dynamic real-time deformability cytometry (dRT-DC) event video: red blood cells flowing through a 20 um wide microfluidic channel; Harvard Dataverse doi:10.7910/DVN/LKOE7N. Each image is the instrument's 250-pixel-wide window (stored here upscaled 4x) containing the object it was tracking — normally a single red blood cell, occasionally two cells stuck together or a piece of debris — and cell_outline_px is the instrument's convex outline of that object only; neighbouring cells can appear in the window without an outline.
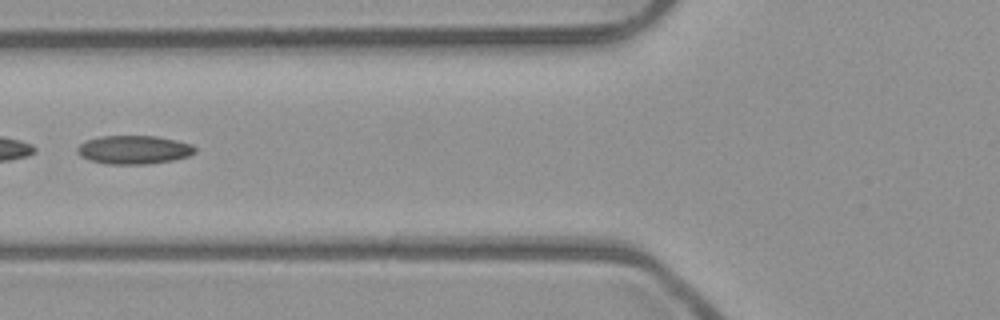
{"species": "common noctule bat (a hibernating species)", "species_latin": "Nyctalus noctula", "temperature_condition": "room temperature", "stored_images_in_passage": 5, "camera_frame_rate_fps": 3000, "um_per_image_px": 0.085, "animal": {"sex": "male", "body_mass_g": 23.1, "forearm_length_mm": 52.7}, "frame": {"image": 1, "passage_image": 5, "time_ms": 1.333, "image_size_px": [1000, 320], "cell_outline_px": [[196, 152], [188, 156], [172, 160], [148, 164], [108, 164], [92, 160], [80, 156], [76, 152], [76, 148], [80, 144], [88, 140], [100, 136], [156, 136], [176, 140], [192, 144], [196, 148]], "centroid_in_image_um": [11.39, 12.72], "position_along_channel_um": 114.4, "area_um2": 19.54}}